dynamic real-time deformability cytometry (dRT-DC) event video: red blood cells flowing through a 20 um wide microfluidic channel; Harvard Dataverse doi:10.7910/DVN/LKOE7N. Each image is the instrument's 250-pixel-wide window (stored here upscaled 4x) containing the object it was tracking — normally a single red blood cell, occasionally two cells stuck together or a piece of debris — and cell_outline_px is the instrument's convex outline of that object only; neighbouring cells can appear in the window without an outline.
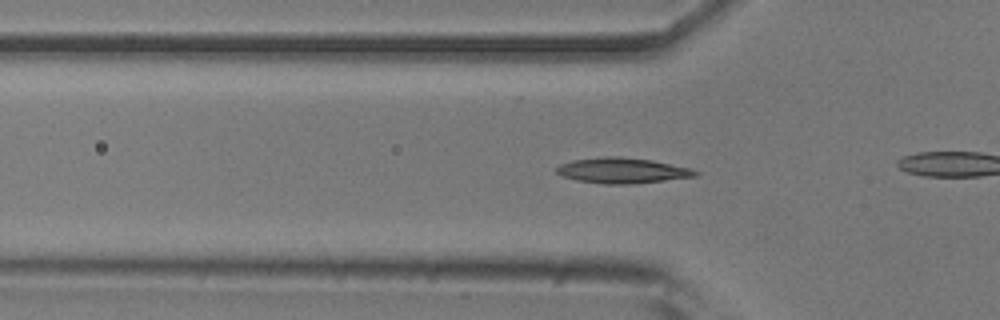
{"species": "common noctule bat (a hibernating species)", "species_latin": "Nyctalus noctula", "temperature_condition": "room temperature", "stored_images_in_passage": 41, "camera_frame_rate_fps": 3000, "um_per_image_px": 0.085, "animal": {"sex": "male", "body_mass_g": 20.5, "forearm_length_mm": 52.5}, "frame": {"image": 1, "passage_image": 10, "time_ms": 3.0, "image_size_px": [1000, 320], "cell_outline_px": [[700, 172], [696, 176], [632, 184], [604, 184], [576, 180], [564, 176], [556, 172], [556, 168], [560, 164], [572, 160], [604, 156], [620, 156], [652, 160], [692, 168]], "centroid_in_image_um": [52.9, 14.48], "position_along_channel_um": 72.9, "area_um2": 20.63}}
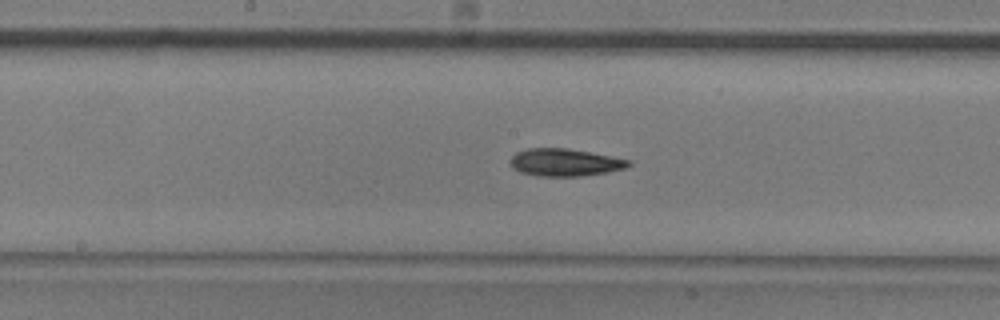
{"frame": {"image": 2, "passage_image": 20, "time_ms": 6.333, "image_size_px": [1000, 320], "cell_outline_px": [[632, 164], [624, 168], [608, 172], [580, 176], [540, 176], [520, 172], [512, 168], [508, 160], [516, 152], [528, 148], [568, 148], [632, 160]], "centroid_in_image_um": [47.99, 13.8], "position_along_channel_um": 200.2, "area_um2": 19.02}}
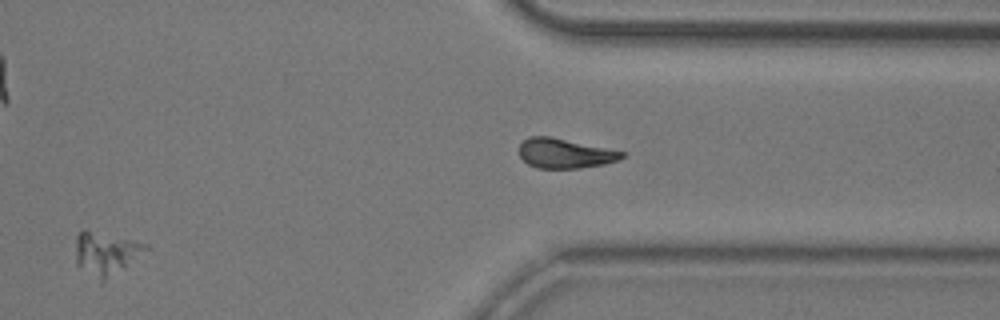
{"frame": {"image": 3, "passage_image": 33, "time_ms": 10.667, "image_size_px": [1000, 320], "cell_outline_px": [[148, 248], [124, 268], [100, 284], [76, 264], [76, 236], [84, 228], [148, 244]], "centroid_in_image_um": [8.95, 21.55], "position_along_channel_um": 402.5, "area_um2": 17.57}, "authors_computed_cell_mechanics": {"area_um2": 18.4382, "velocity_mm_per_s": 3.7793, "shape_relaxation_time_tau1_ms": 5.3719, "shape_relaxation_time_tau2_ms": 7.4162, "deformation_change_tau1": 0.1276, "deformation_change_tau2": 0.1292}}